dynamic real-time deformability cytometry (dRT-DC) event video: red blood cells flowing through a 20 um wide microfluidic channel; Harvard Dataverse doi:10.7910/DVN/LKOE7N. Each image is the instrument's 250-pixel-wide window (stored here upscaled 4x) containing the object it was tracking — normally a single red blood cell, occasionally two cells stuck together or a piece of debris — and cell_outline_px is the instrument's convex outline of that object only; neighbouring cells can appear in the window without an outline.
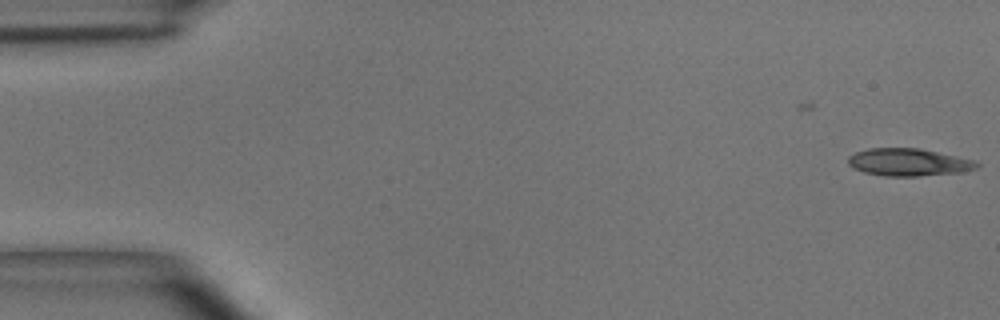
{"species": "common noctule bat (a hibernating species)", "species_latin": "Nyctalus noctula", "temperature_condition": "room temperature", "stored_images_in_passage": 2, "camera_frame_rate_fps": 3000, "um_per_image_px": 0.085, "animal": {"sex": "male", "body_mass_g": 15.6}, "frame": {"image": 1, "passage_image": 2, "time_ms": 0.333, "image_size_px": [1000, 320], "cell_outline_px": [[980, 168], [960, 172], [916, 176], [884, 176], [864, 172], [848, 164], [848, 156], [856, 152], [868, 148], [920, 148], [976, 160], [980, 164]], "centroid_in_image_um": [77.27, 13.78], "position_along_channel_um": 7.7, "area_um2": 20.63}}